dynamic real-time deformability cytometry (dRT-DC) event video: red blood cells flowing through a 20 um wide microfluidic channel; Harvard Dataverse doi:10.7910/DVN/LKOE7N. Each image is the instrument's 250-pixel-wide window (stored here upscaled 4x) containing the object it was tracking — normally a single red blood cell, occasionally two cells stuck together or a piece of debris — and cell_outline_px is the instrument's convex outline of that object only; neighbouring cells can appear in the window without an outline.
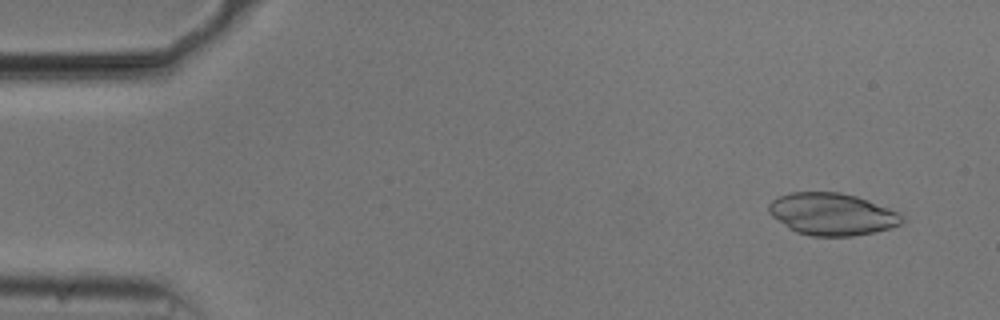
{"species": "common noctule bat (a hibernating species)", "species_latin": "Nyctalus noctula", "temperature_condition": "cold", "stored_images_in_passage": 12, "camera_frame_rate_fps": 3000, "um_per_image_px": 0.085, "animal": {"sex": "male", "body_mass_g": 20.5, "forearm_length_mm": 52.5}, "frame": {"image": 1, "passage_image": 1, "time_ms": 0.0, "image_size_px": [1000, 320], "cell_outline_px": [[904, 220], [900, 224], [888, 228], [872, 232], [852, 236], [812, 236], [796, 232], [788, 228], [772, 216], [768, 212], [768, 204], [776, 196], [792, 192], [840, 192], [856, 196], [868, 200], [888, 208], [904, 216]], "centroid_in_image_um": [70.67, 18.19], "position_along_channel_um": 14.3, "area_um2": 32.66}}
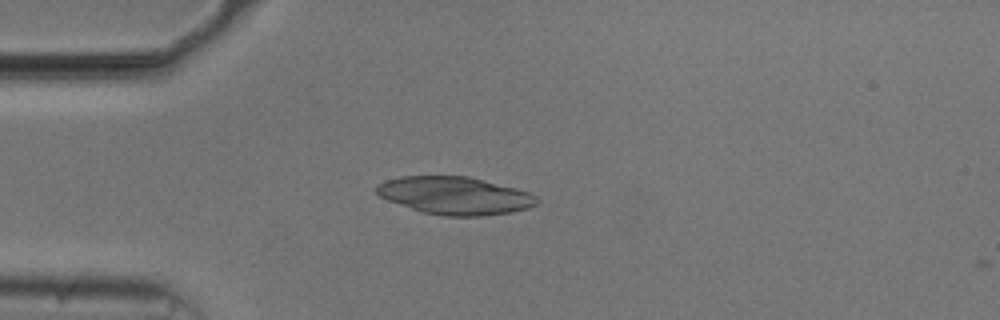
{"frame": {"image": 2, "passage_image": 11, "time_ms": 3.333, "image_size_px": [1000, 320], "cell_outline_px": [[540, 200], [536, 204], [528, 208], [512, 212], [480, 216], [444, 216], [424, 212], [388, 200], [380, 196], [376, 192], [376, 184], [384, 180], [400, 176], [468, 176], [516, 188], [528, 192], [536, 196]], "centroid_in_image_um": [38.67, 16.62], "position_along_channel_um": 46.3, "area_um2": 35.14}}